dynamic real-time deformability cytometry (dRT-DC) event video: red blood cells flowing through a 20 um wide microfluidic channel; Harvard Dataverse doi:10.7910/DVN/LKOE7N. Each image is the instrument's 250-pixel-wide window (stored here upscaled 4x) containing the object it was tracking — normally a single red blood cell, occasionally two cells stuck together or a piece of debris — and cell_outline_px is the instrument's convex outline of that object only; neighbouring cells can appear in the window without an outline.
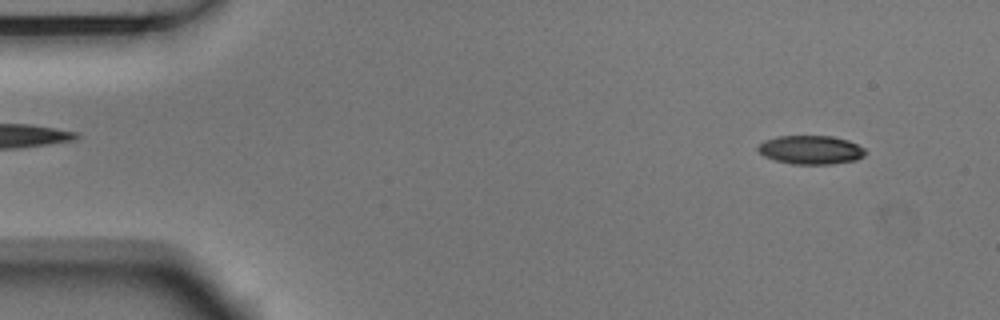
{"species": "Egyptian fruit bat (a non-hibernating species)", "species_latin": "Rousettus aegyptiacus", "temperature_condition": "room temperature", "stored_images_in_passage": 4, "camera_frame_rate_fps": 3000, "um_per_image_px": 0.085, "animal": {"sex": "male"}, "frame": {"image": 1, "passage_image": 1, "time_ms": 0.0, "image_size_px": [1000, 320], "cell_outline_px": [[868, 152], [864, 156], [856, 160], [832, 164], [792, 164], [776, 160], [764, 156], [756, 148], [764, 140], [776, 136], [832, 136], [848, 140], [864, 148]], "centroid_in_image_um": [68.93, 12.73], "position_along_channel_um": 16.1, "area_um2": 18.03}}
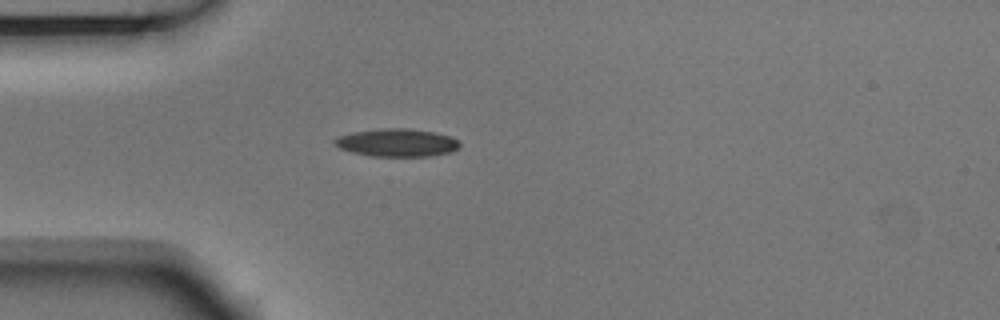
{"frame": {"image": 2, "passage_image": 4, "time_ms": 1.0, "image_size_px": [1000, 320], "cell_outline_px": [[460, 148], [452, 152], [428, 156], [372, 156], [352, 152], [340, 148], [332, 140], [340, 136], [352, 132], [380, 128], [408, 128], [436, 132], [452, 136], [460, 140]], "centroid_in_image_um": [33.81, 12.12], "position_along_channel_um": 51.2, "area_um2": 20.52}}